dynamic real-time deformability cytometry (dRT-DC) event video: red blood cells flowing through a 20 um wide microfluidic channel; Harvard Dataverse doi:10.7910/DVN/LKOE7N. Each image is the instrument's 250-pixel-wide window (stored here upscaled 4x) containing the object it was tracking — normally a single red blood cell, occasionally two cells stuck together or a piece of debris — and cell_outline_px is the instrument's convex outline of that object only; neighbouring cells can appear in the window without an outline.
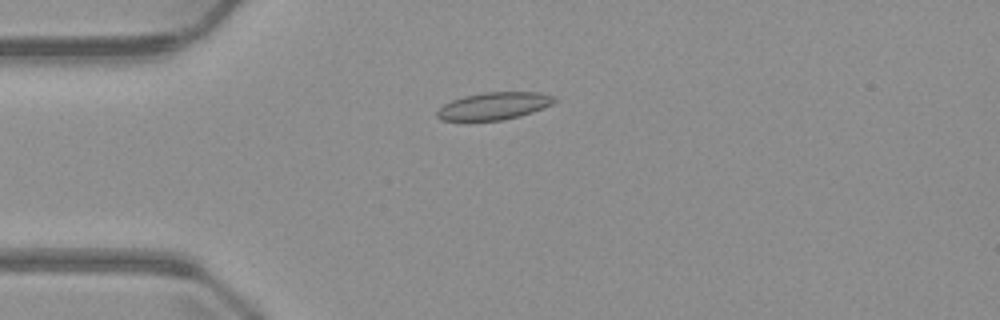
{"species": "common noctule bat (a hibernating species)", "species_latin": "Nyctalus noctula", "temperature_condition": "warm", "stored_images_in_passage": 2, "camera_frame_rate_fps": 3000, "um_per_image_px": 0.085, "animal": {"sex": "male", "body_mass_g": 23.1, "forearm_length_mm": 52.7}, "frame": {"image": 1, "passage_image": 1, "time_ms": 0.0, "image_size_px": [1000, 320], "cell_outline_px": [[560, 100], [552, 104], [532, 112], [520, 116], [500, 120], [440, 120], [436, 116], [436, 112], [444, 104], [452, 100], [464, 96], [484, 92], [540, 92], [556, 96]], "centroid_in_image_um": [42.03, 8.99], "position_along_channel_um": 43.0, "area_um2": 18.73}}
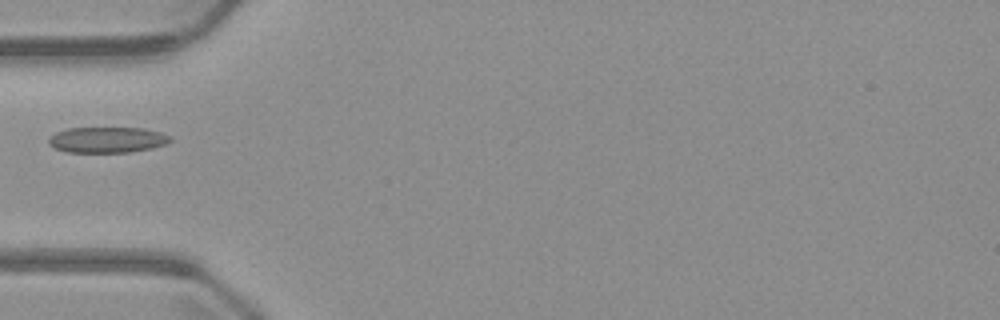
{"frame": {"image": 2, "passage_image": 2, "time_ms": 1.333, "image_size_px": [1000, 320], "cell_outline_px": [[172, 140], [164, 144], [152, 148], [128, 152], [64, 152], [48, 144], [48, 140], [56, 132], [68, 128], [144, 128], [160, 132], [172, 136]], "centroid_in_image_um": [9.12, 11.88], "position_along_channel_um": 75.9, "area_um2": 18.21}}